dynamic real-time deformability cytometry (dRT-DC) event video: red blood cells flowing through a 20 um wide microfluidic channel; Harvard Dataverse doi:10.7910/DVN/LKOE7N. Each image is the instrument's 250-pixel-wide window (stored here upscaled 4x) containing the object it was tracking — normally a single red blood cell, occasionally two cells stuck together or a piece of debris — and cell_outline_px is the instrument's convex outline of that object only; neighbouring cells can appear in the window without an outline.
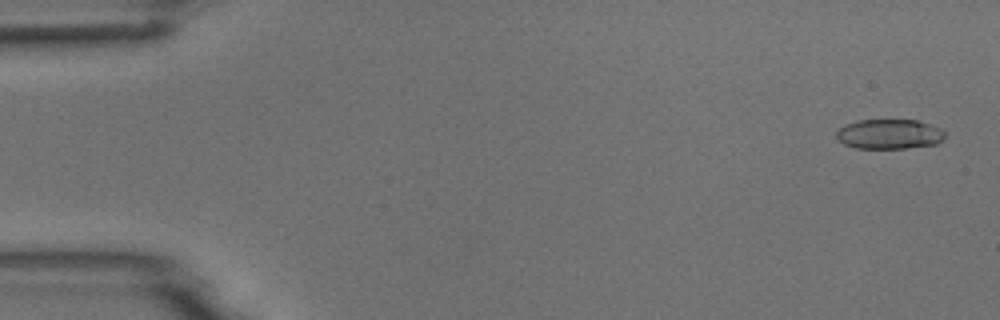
{"species": "common noctule bat (a hibernating species)", "species_latin": "Nyctalus noctula", "temperature_condition": "room temperature", "stored_images_in_passage": 6, "segment_of_instrument_passage": [1, 2], "camera_frame_rate_fps": 3000, "um_per_image_px": 0.085, "animal": {"sex": "male", "body_mass_g": 18.8}, "frame": {"image": 1, "passage_image": 1, "time_ms": 0.0, "image_size_px": [1000, 320], "cell_outline_px": [[948, 136], [944, 140], [936, 144], [904, 148], [856, 148], [844, 144], [836, 140], [836, 132], [844, 124], [856, 120], [916, 120], [940, 128], [948, 132]], "centroid_in_image_um": [75.61, 11.4], "position_along_channel_um": 9.4, "area_um2": 19.13}}